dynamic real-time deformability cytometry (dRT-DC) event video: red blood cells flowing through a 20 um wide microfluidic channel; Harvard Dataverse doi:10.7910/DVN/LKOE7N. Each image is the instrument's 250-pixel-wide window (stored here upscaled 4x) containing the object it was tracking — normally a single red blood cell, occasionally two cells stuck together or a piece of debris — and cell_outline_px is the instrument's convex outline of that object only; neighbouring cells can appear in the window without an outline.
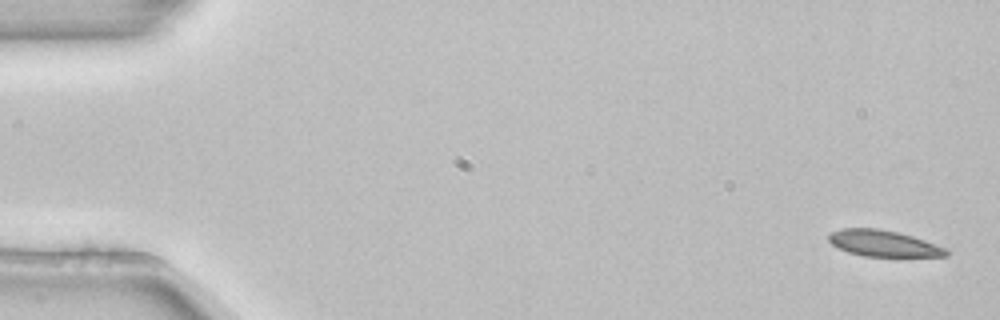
{"species": "common noctule bat (a hibernating species)", "species_latin": "Nyctalus noctula", "temperature_condition": "room temperature", "stored_images_in_passage": 5, "segment_of_instrument_passage": [1, 2], "camera_frame_rate_fps": 3000, "um_per_image_px": 0.085, "animal": {"sex": "female", "body_mass_g": 22.7, "forearm_length_mm": 54.2}, "frame": {"image": 1, "passage_image": 1, "time_ms": 0.0, "image_size_px": [1000, 320], "cell_outline_px": [[948, 256], [864, 256], [848, 252], [836, 248], [828, 240], [828, 236], [832, 232], [840, 228], [880, 228], [900, 232], [948, 248]], "centroid_in_image_um": [75.08, 20.68], "position_along_channel_um": 9.9, "area_um2": 18.09}}
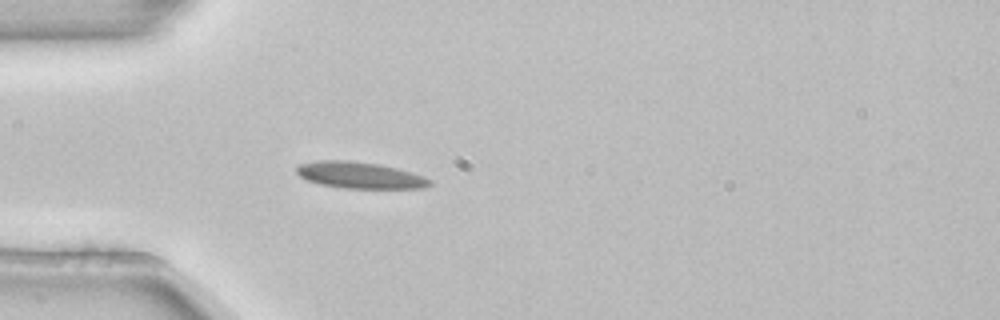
{"frame": {"image": 2, "passage_image": 4, "time_ms": 1.0, "image_size_px": [1000, 320], "cell_outline_px": [[432, 184], [424, 188], [344, 188], [320, 184], [308, 180], [300, 176], [296, 172], [296, 168], [300, 164], [320, 160], [348, 160], [380, 164], [412, 172], [432, 180]], "centroid_in_image_um": [30.6, 14.89], "position_along_channel_um": 54.4, "area_um2": 20.46}}